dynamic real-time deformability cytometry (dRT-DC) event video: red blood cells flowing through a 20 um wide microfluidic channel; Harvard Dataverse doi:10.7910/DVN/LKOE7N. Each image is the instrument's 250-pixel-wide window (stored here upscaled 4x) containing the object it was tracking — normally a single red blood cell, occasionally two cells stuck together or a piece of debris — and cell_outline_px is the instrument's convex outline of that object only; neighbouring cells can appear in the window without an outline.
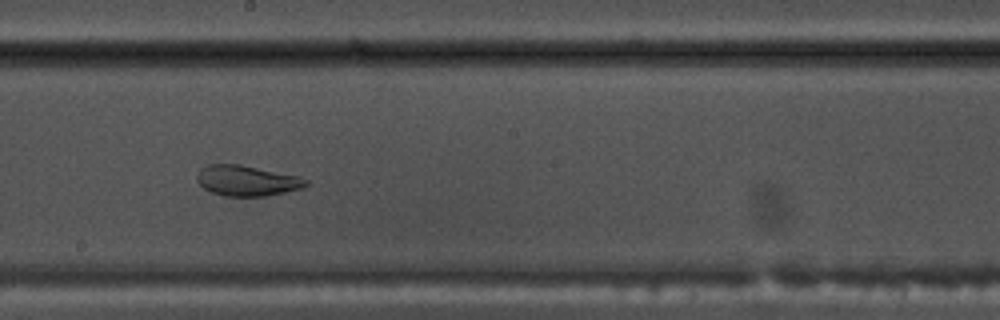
{"species": "common noctule bat (a hibernating species)", "species_latin": "Nyctalus noctula", "temperature_condition": "warm", "stored_images_in_passage": 55, "camera_frame_rate_fps": 3000, "um_per_image_px": 0.085, "animal": {"sex": "male", "body_mass_g": 17.5, "forearm_length_mm": 52.3}, "frame": {"image": 1, "passage_image": 30, "time_ms": 9.667, "image_size_px": [1000, 320], "cell_outline_px": [[308, 184], [304, 188], [268, 196], [224, 196], [212, 192], [204, 188], [196, 180], [196, 176], [200, 168], [208, 164], [240, 164], [300, 176], [308, 180]], "centroid_in_image_um": [21.0, 15.35], "position_along_channel_um": 227.2, "area_um2": 19.59}}
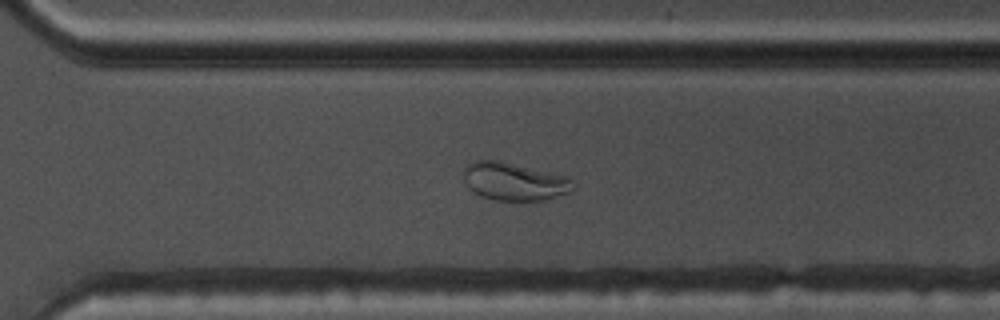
{"frame": {"image": 2, "passage_image": 38, "time_ms": 12.333, "image_size_px": [1000, 320], "cell_outline_px": [[572, 192], [544, 200], [496, 200], [480, 196], [472, 192], [468, 188], [464, 180], [464, 168], [472, 160], [500, 160], [568, 176], [572, 180]], "centroid_in_image_um": [43.69, 15.42], "position_along_channel_um": 326.9, "area_um2": 24.39}}
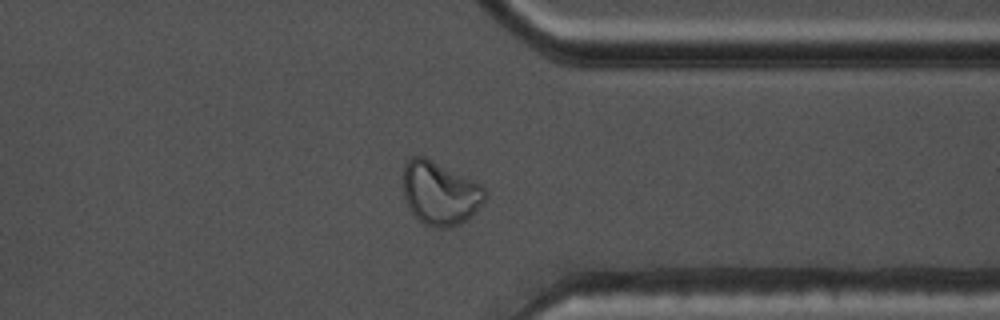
{"frame": {"image": 3, "passage_image": 42, "time_ms": 13.667, "image_size_px": [1000, 320], "cell_outline_px": [[488, 196], [460, 224], [452, 228], [436, 228], [424, 224], [412, 212], [404, 196], [404, 164], [412, 156], [424, 156], [480, 184], [488, 192]], "centroid_in_image_um": [37.39, 16.42], "position_along_channel_um": 374.0, "area_um2": 29.77}}